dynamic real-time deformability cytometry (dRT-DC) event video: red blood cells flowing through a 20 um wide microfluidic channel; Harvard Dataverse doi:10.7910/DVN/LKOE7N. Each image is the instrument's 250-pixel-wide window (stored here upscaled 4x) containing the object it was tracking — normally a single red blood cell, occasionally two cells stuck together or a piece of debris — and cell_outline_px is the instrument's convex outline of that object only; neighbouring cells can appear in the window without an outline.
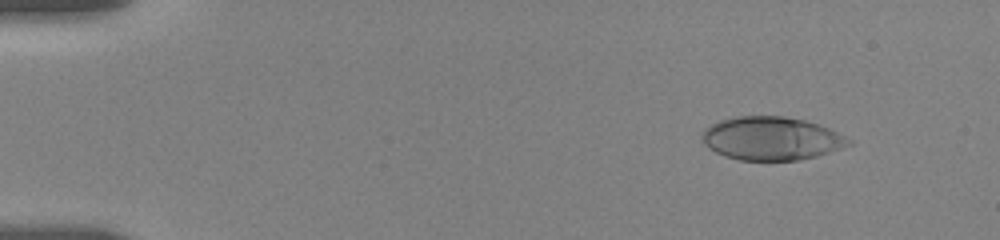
{"species": "human", "species_latin": "Homo sapiens", "temperature_condition": "room temperature", "stored_images_in_passage": 55, "camera_frame_rate_fps": 3000, "um_per_image_px": 0.085, "donor": {"sex": "female"}, "frame": {"image": 1, "passage_image": 6, "time_ms": 1.667, "image_size_px": [1000, 240], "cell_outline_px": [[852, 144], [816, 156], [800, 160], [740, 160], [724, 156], [708, 148], [704, 144], [700, 136], [704, 128], [720, 120], [736, 116], [784, 116], [804, 120], [820, 124], [852, 140]], "centroid_in_image_um": [65.53, 11.76], "position_along_channel_um": 19.5, "area_um2": 37.05}}
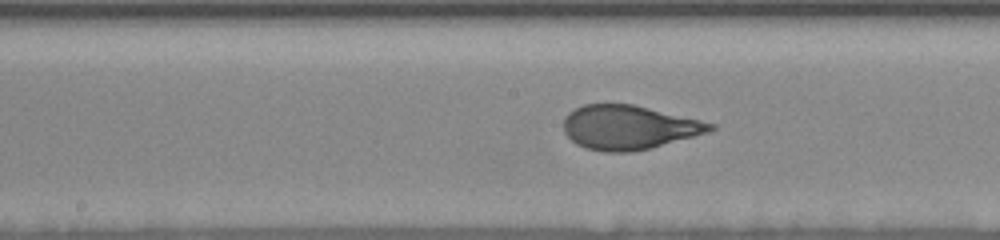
{"frame": {"image": 2, "passage_image": 29, "time_ms": 9.333, "image_size_px": [1000, 240], "cell_outline_px": [[716, 128], [708, 132], [652, 148], [632, 152], [604, 152], [584, 148], [576, 144], [564, 132], [564, 116], [568, 112], [584, 104], [632, 104], [716, 124]], "centroid_in_image_um": [53.42, 10.84], "position_along_channel_um": 194.8, "area_um2": 37.63}}
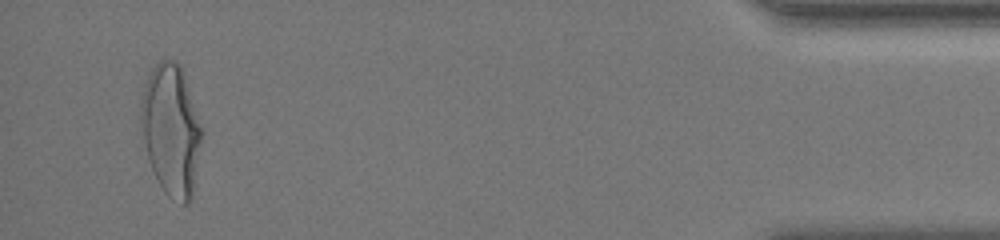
{"frame": {"image": 3, "passage_image": 53, "time_ms": 17.333, "image_size_px": [1000, 240], "cell_outline_px": [[204, 132], [192, 200], [188, 204], [184, 204], [172, 200], [164, 192], [152, 168], [148, 156], [144, 140], [140, 120], [140, 104], [144, 84], [152, 68], [160, 60], [176, 60], [180, 64], [184, 72]], "centroid_in_image_um": [14.58, 11.04], "position_along_channel_um": 420.6, "area_um2": 47.05}, "authors_computed_cell_mechanics": {"area_um2": 38.2058, "velocity_mm_per_s": 3.6498, "shape_relaxation_time_tau1_ms": 4.8129, "shape_relaxation_time_tau2_ms": null, "deformation_change_tau1": 0.2031, "deformation_change_tau2": null}}